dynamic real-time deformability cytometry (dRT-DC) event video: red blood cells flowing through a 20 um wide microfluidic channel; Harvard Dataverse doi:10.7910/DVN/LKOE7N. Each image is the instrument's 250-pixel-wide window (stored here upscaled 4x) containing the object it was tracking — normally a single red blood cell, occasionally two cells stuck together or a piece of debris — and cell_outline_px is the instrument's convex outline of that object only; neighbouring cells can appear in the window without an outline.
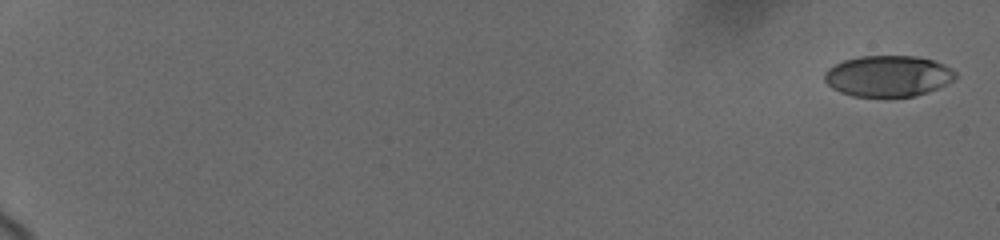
{"species": "human", "species_latin": "Homo sapiens", "temperature_condition": "cold", "stored_images_in_passage": 12, "camera_frame_rate_fps": 3000, "um_per_image_px": 0.085, "donor": {"sex": "female"}, "frame": {"image": 1, "passage_image": 1, "time_ms": 0.0, "image_size_px": [1000, 240], "cell_outline_px": [[956, 76], [948, 84], [916, 96], [852, 96], [840, 92], [832, 88], [824, 80], [824, 72], [828, 68], [844, 60], [860, 56], [916, 56], [932, 60], [944, 64], [952, 68], [956, 72]], "centroid_in_image_um": [75.49, 6.46], "position_along_channel_um": 9.5, "area_um2": 31.33}}
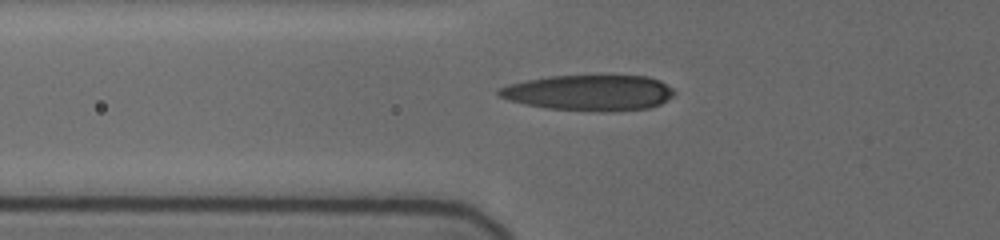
{"frame": {"image": 2, "passage_image": 11, "time_ms": 7.667, "image_size_px": [1000, 240], "cell_outline_px": [[676, 92], [672, 96], [660, 104], [648, 108], [548, 108], [524, 104], [508, 100], [500, 96], [496, 92], [500, 88], [508, 84], [548, 76], [648, 76], [660, 80], [672, 88]], "centroid_in_image_um": [50.06, 7.82], "position_along_channel_um": 75.7, "area_um2": 34.91}}